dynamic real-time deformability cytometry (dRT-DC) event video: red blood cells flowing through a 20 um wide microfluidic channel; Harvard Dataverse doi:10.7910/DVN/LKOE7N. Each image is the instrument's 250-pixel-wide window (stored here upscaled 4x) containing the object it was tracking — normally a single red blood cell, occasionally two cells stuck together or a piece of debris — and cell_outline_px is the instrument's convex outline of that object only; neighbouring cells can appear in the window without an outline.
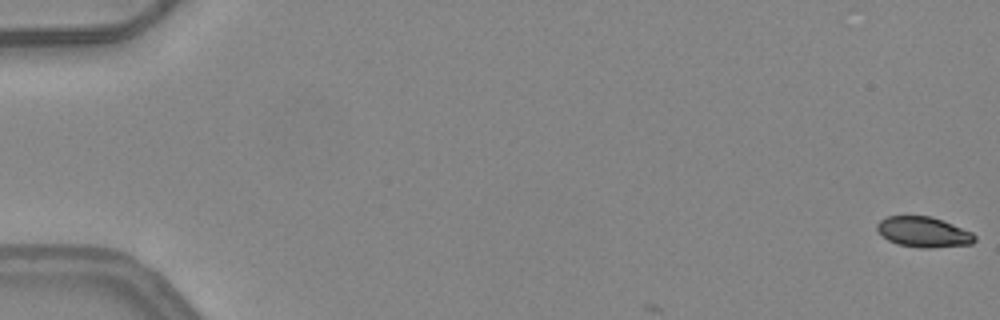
{"species": "common noctule bat (a hibernating species)", "species_latin": "Nyctalus noctula", "temperature_condition": "warm", "stored_images_in_passage": 7, "camera_frame_rate_fps": 3000, "um_per_image_px": 0.085, "animal": {"sex": "female", "body_mass_g": 24.6, "forearm_length_mm": 56.2}, "frame": {"image": 1, "passage_image": 1, "time_ms": 0.0, "image_size_px": [1000, 320], "cell_outline_px": [[976, 240], [972, 244], [928, 248], [920, 248], [896, 244], [888, 240], [876, 228], [876, 224], [880, 220], [888, 216], [932, 216], [972, 232], [976, 236]], "centroid_in_image_um": [78.51, 19.72], "position_along_channel_um": 6.5, "area_um2": 17.28}}
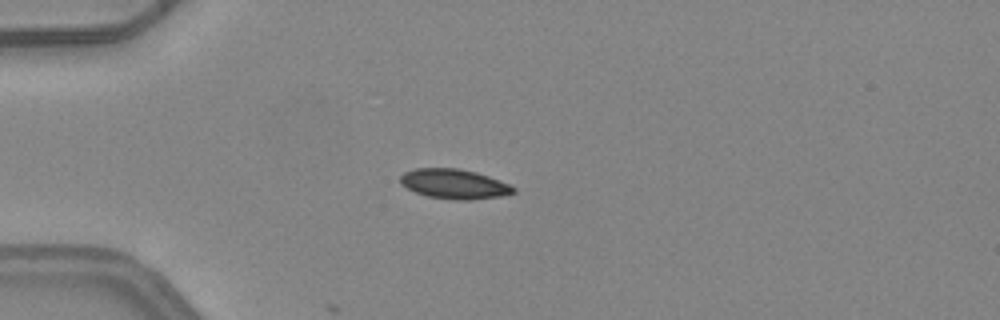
{"frame": {"image": 2, "passage_image": 4, "time_ms": 1.0, "image_size_px": [1000, 320], "cell_outline_px": [[516, 192], [500, 196], [472, 200], [456, 200], [428, 196], [416, 192], [400, 184], [400, 176], [404, 172], [416, 168], [460, 168], [476, 172], [488, 176], [508, 184], [516, 188]], "centroid_in_image_um": [38.6, 15.63], "position_along_channel_um": 46.4, "area_um2": 19.54}}